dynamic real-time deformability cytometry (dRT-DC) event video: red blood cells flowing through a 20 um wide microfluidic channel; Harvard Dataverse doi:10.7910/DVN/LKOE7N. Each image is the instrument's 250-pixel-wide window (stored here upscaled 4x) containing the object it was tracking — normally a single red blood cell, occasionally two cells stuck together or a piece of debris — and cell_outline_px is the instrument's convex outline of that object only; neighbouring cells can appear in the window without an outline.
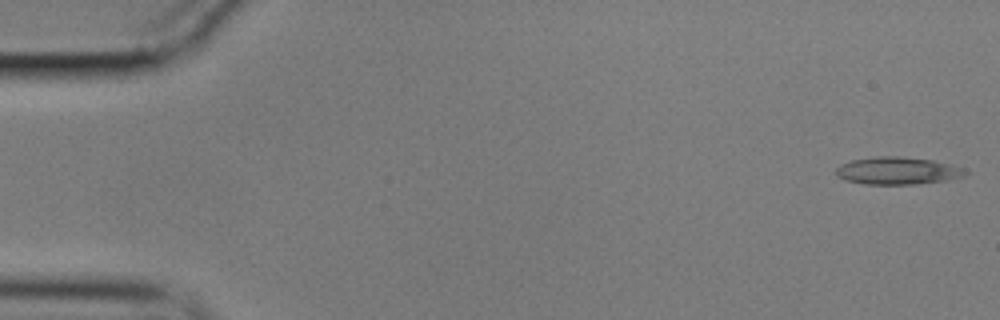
{"species": "common noctule bat (a hibernating species)", "species_latin": "Nyctalus noctula", "temperature_condition": "cold", "stored_images_in_passage": 55, "camera_frame_rate_fps": 3000, "um_per_image_px": 0.085, "animal": {"sex": "male", "body_mass_g": 17.9}, "frame": {"image": 1, "passage_image": 1, "time_ms": 0.0, "image_size_px": [1000, 320], "cell_outline_px": [[972, 172], [964, 176], [948, 180], [916, 184], [864, 184], [844, 180], [836, 176], [836, 168], [840, 164], [852, 160], [880, 156], [900, 156], [932, 160], [964, 168]], "centroid_in_image_um": [76.31, 14.52], "position_along_channel_um": 8.7, "area_um2": 20.81}}
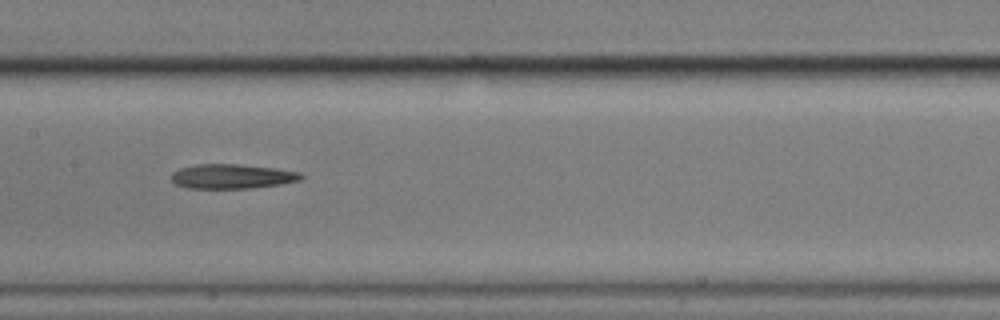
{"frame": {"image": 2, "passage_image": 27, "time_ms": 8.667, "image_size_px": [1000, 320], "cell_outline_px": [[304, 176], [300, 180], [280, 184], [252, 188], [188, 188], [176, 184], [172, 180], [172, 172], [180, 168], [196, 164], [240, 164], [276, 168], [300, 172]], "centroid_in_image_um": [19.73, 14.98], "position_along_channel_um": 187.7, "area_um2": 18.55}}
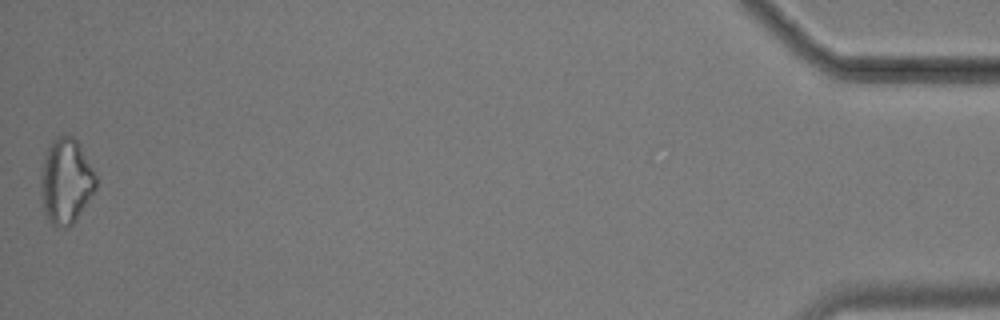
{"frame": {"image": 3, "passage_image": 55, "time_ms": 18.0, "image_size_px": [1000, 320], "cell_outline_px": [[96, 188], [76, 220], [68, 228], [64, 228], [52, 224], [48, 220], [44, 212], [40, 188], [40, 176], [44, 160], [48, 148], [52, 140], [56, 136], [72, 136], [80, 144], [96, 176]], "centroid_in_image_um": [5.6, 15.41], "position_along_channel_um": 429.6, "area_um2": 27.28}}